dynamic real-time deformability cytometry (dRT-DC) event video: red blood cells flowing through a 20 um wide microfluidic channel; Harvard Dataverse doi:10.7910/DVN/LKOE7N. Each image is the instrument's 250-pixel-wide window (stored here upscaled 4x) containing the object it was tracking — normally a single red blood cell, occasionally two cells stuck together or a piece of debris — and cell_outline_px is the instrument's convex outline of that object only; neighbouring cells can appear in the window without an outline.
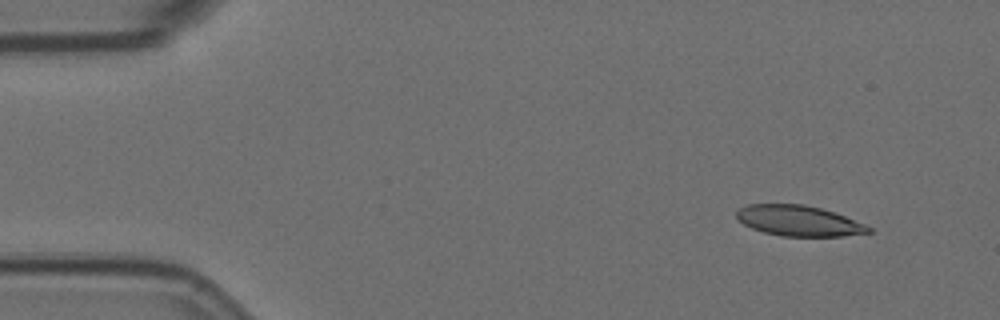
{"species": "Egyptian fruit bat (a non-hibernating species)", "species_latin": "Rousettus aegyptiacus", "temperature_condition": "room temperature", "stored_images_in_passage": 4, "camera_frame_rate_fps": 3000, "um_per_image_px": 0.085, "animal": {"sex": "female"}, "frame": {"image": 1, "passage_image": 1, "time_ms": 0.0, "image_size_px": [1000, 320], "cell_outline_px": [[872, 232], [840, 236], [780, 236], [764, 232], [752, 228], [744, 224], [736, 216], [736, 212], [740, 208], [748, 204], [804, 204], [836, 212], [864, 224], [872, 228]], "centroid_in_image_um": [67.9, 18.76], "position_along_channel_um": 17.1, "area_um2": 23.41}}
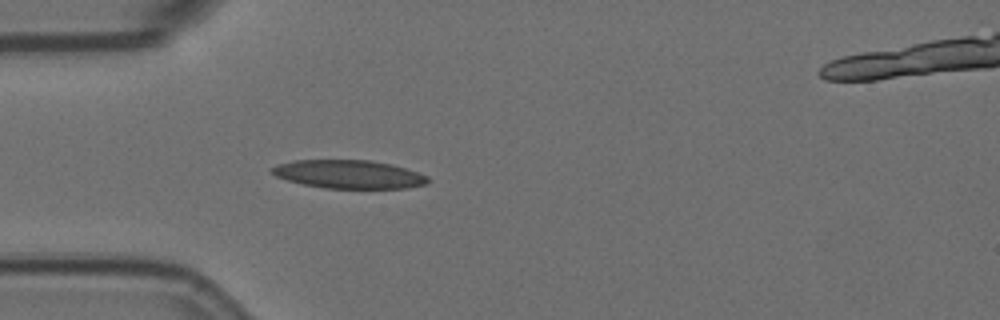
{"frame": {"image": 2, "passage_image": 4, "time_ms": 1.0, "image_size_px": [1000, 320], "cell_outline_px": [[432, 180], [428, 184], [408, 188], [324, 188], [304, 184], [288, 180], [276, 176], [268, 172], [272, 168], [280, 164], [292, 160], [368, 160], [392, 164], [428, 176]], "centroid_in_image_um": [29.68, 14.81], "position_along_channel_um": 55.3, "area_um2": 25.78}}